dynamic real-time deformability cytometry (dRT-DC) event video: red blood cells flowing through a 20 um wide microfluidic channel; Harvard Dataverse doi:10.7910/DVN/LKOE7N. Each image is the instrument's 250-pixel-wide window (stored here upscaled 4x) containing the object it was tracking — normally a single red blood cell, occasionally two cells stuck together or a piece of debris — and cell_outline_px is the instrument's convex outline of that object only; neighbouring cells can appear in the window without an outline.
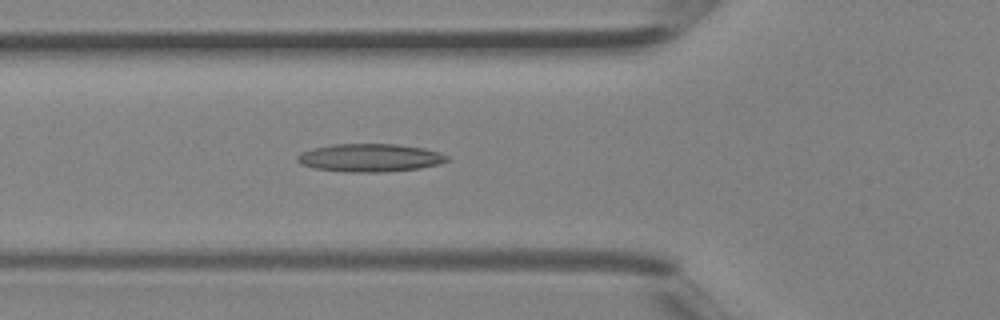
{"species": "Egyptian fruit bat (a non-hibernating species)", "species_latin": "Rousettus aegyptiacus", "temperature_condition": "room temperature", "stored_images_in_passage": 41, "camera_frame_rate_fps": 3000, "um_per_image_px": 0.085, "animal": {"sex": "female"}, "frame": {"image": 1, "passage_image": 15, "time_ms": 4.667, "image_size_px": [1000, 320], "cell_outline_px": [[448, 160], [440, 164], [420, 168], [380, 172], [348, 172], [316, 168], [300, 164], [296, 160], [296, 156], [300, 152], [312, 148], [332, 144], [396, 144], [424, 148], [440, 152], [448, 156]], "centroid_in_image_um": [31.43, 13.4], "position_along_channel_um": 94.4, "area_um2": 24.51}}
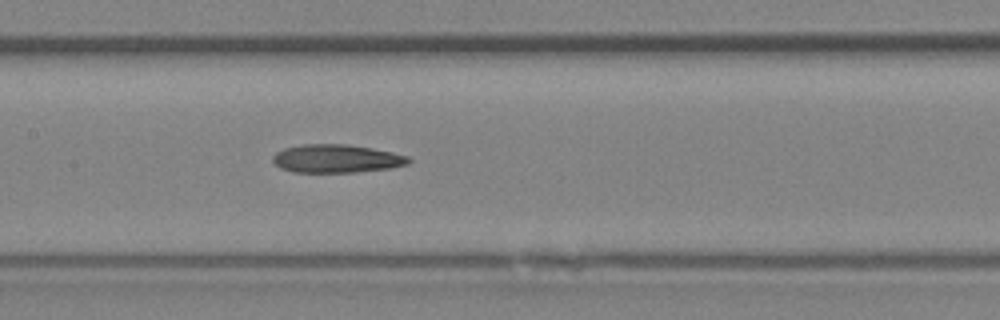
{"frame": {"image": 2, "passage_image": 20, "time_ms": 6.333, "image_size_px": [1000, 320], "cell_outline_px": [[412, 160], [408, 164], [388, 168], [356, 172], [292, 172], [280, 168], [272, 160], [272, 156], [276, 152], [284, 148], [304, 144], [348, 144], [372, 148], [392, 152], [408, 156]], "centroid_in_image_um": [28.59, 13.48], "position_along_channel_um": 178.8, "area_um2": 22.37}}
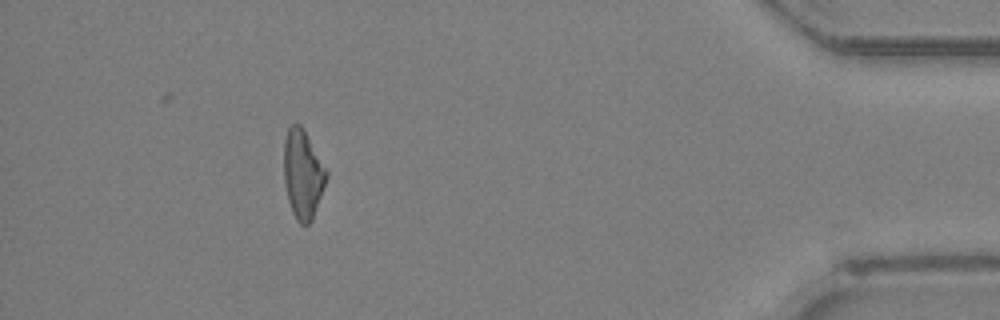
{"frame": {"image": 3, "passage_image": 37, "time_ms": 12.0, "image_size_px": [1000, 320], "cell_outline_px": [[328, 176], [312, 220], [308, 224], [300, 224], [296, 220], [292, 212], [288, 200], [284, 180], [284, 140], [288, 128], [292, 124], [300, 124], [328, 168]], "centroid_in_image_um": [25.75, 14.8], "position_along_channel_um": 409.4, "area_um2": 22.14}}